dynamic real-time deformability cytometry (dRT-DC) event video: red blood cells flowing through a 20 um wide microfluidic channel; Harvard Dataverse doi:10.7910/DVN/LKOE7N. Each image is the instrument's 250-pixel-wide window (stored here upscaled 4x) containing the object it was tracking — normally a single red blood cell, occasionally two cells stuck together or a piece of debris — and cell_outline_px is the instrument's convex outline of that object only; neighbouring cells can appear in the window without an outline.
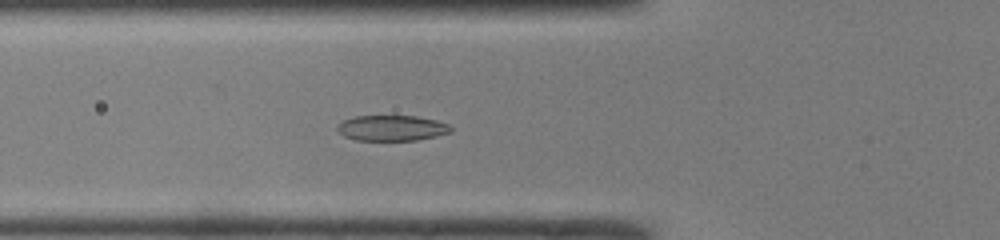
{"species": "common noctule bat (a hibernating species)", "species_latin": "Nyctalus noctula", "temperature_condition": "room temperature", "stored_images_in_passage": 48, "camera_frame_rate_fps": 3000, "um_per_image_px": 0.085, "animal": {"sex": "male", "body_mass_g": 19.0, "forearm_length_mm": 50.8}, "frame": {"image": 1, "passage_image": 18, "time_ms": 5.667, "image_size_px": [1000, 240], "cell_outline_px": [[452, 132], [436, 136], [416, 140], [356, 140], [344, 136], [336, 128], [336, 124], [340, 120], [352, 116], [416, 116], [436, 120], [448, 124], [452, 128]], "centroid_in_image_um": [33.26, 10.87], "position_along_channel_um": 92.5, "area_um2": 17.05}}
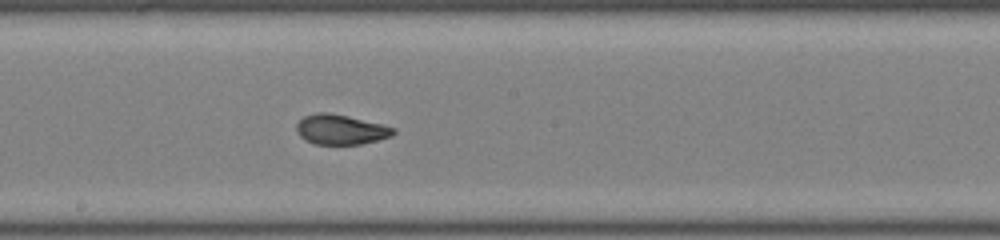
{"frame": {"image": 2, "passage_image": 27, "time_ms": 8.667, "image_size_px": [1000, 240], "cell_outline_px": [[396, 132], [392, 136], [360, 144], [312, 144], [304, 140], [296, 132], [296, 124], [304, 116], [316, 112], [328, 112], [348, 116], [396, 128]], "centroid_in_image_um": [28.92, 11.01], "position_along_channel_um": 219.3, "area_um2": 16.94}}
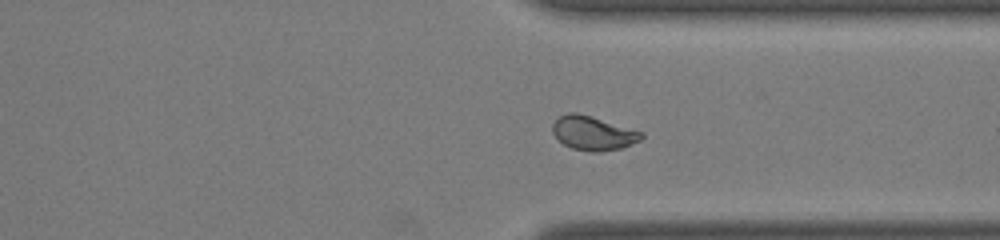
{"frame": {"image": 3, "passage_image": 37, "time_ms": 12.0, "image_size_px": [1000, 240], "cell_outline_px": [[644, 136], [640, 140], [620, 148], [600, 152], [592, 152], [572, 148], [564, 144], [552, 132], [552, 124], [560, 116], [568, 112], [576, 112], [592, 116], [644, 132]], "centroid_in_image_um": [50.42, 11.31], "position_along_channel_um": 361.0, "area_um2": 17.57}, "authors_computed_cell_mechanics": {"area_um2": 17.6001, "velocity_mm_per_s": 4.2316, "shape_relaxation_time_tau1_ms": 4.1219, "shape_relaxation_time_tau2_ms": 0.7748, "deformation_change_tau1": 0.1759, "deformation_change_tau2": 0.061}}